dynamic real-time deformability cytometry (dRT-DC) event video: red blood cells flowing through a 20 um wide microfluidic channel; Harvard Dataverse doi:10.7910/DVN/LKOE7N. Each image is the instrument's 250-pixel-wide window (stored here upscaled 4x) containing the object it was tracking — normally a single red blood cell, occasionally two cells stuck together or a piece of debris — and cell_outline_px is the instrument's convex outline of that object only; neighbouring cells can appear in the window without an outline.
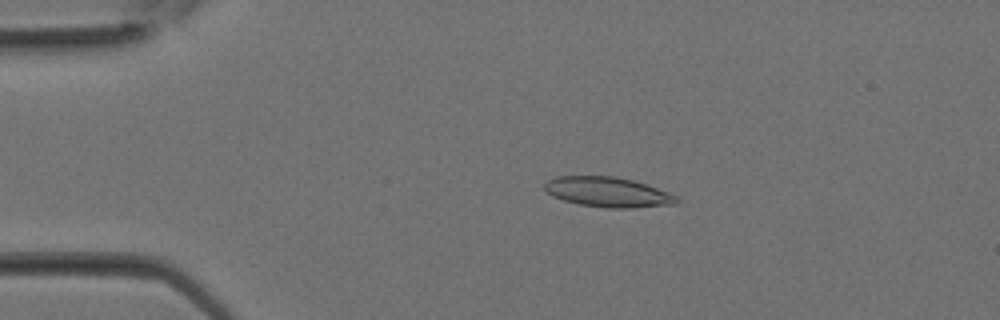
{"species": "Egyptian fruit bat (a non-hibernating species)", "species_latin": "Rousettus aegyptiacus", "temperature_condition": "room temperature", "stored_images_in_passage": 19, "camera_frame_rate_fps": 3000, "um_per_image_px": 0.085, "animal": {"sex": "female"}, "frame": {"image": 1, "passage_image": 5, "time_ms": 1.333, "image_size_px": [1000, 320], "cell_outline_px": [[680, 200], [676, 204], [632, 208], [608, 208], [580, 204], [564, 200], [552, 196], [544, 188], [544, 184], [548, 180], [556, 176], [612, 176], [632, 180], [668, 192], [676, 196]], "centroid_in_image_um": [51.66, 16.33], "position_along_channel_um": 33.3, "area_um2": 22.89}}
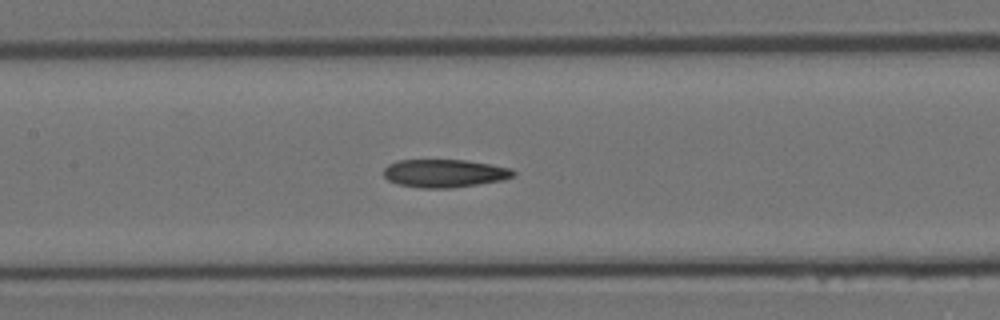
{"frame": {"image": 2, "passage_image": 13, "time_ms": 4.0, "image_size_px": [1000, 320], "cell_outline_px": [[516, 172], [512, 176], [504, 180], [452, 188], [420, 188], [396, 184], [388, 180], [384, 176], [384, 168], [388, 164], [396, 160], [464, 160], [492, 164], [512, 168]], "centroid_in_image_um": [37.77, 14.73], "position_along_channel_um": 169.6, "area_um2": 21.39}}
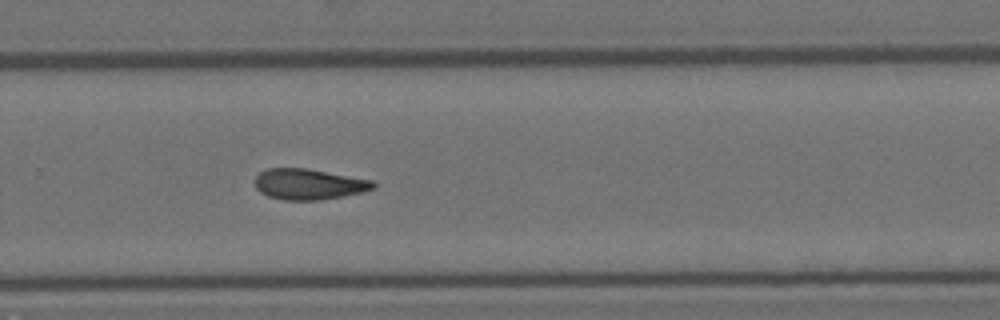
{"frame": {"image": 3, "passage_image": 19, "time_ms": 6.0, "image_size_px": [1000, 320], "cell_outline_px": [[376, 188], [364, 192], [320, 200], [284, 200], [268, 196], [260, 192], [256, 188], [256, 176], [260, 172], [268, 168], [308, 168], [372, 180], [376, 184]], "centroid_in_image_um": [26.27, 15.65], "position_along_channel_um": 303.5, "area_um2": 21.27}}